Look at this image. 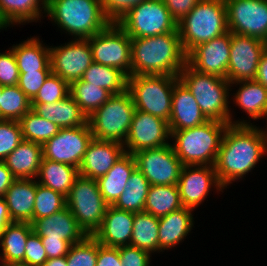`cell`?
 I'll return each instance as SVG.
<instances>
[{
  "mask_svg": "<svg viewBox=\"0 0 267 266\" xmlns=\"http://www.w3.org/2000/svg\"><path fill=\"white\" fill-rule=\"evenodd\" d=\"M265 130H267L265 128ZM267 153V131L256 125H231L224 132L214 164L223 189L244 178Z\"/></svg>",
  "mask_w": 267,
  "mask_h": 266,
  "instance_id": "6da1fadb",
  "label": "cell"
},
{
  "mask_svg": "<svg viewBox=\"0 0 267 266\" xmlns=\"http://www.w3.org/2000/svg\"><path fill=\"white\" fill-rule=\"evenodd\" d=\"M186 63L187 54L178 30L151 37L131 38V76H178Z\"/></svg>",
  "mask_w": 267,
  "mask_h": 266,
  "instance_id": "7a4b0ae2",
  "label": "cell"
},
{
  "mask_svg": "<svg viewBox=\"0 0 267 266\" xmlns=\"http://www.w3.org/2000/svg\"><path fill=\"white\" fill-rule=\"evenodd\" d=\"M178 78L194 96L199 108L208 120L230 123L231 125H252L245 120L234 121L231 119L232 113L228 100L232 85L227 79L198 72L187 63L180 71Z\"/></svg>",
  "mask_w": 267,
  "mask_h": 266,
  "instance_id": "3957f363",
  "label": "cell"
},
{
  "mask_svg": "<svg viewBox=\"0 0 267 266\" xmlns=\"http://www.w3.org/2000/svg\"><path fill=\"white\" fill-rule=\"evenodd\" d=\"M46 16L74 39H88L110 24L100 0H47Z\"/></svg>",
  "mask_w": 267,
  "mask_h": 266,
  "instance_id": "277c9868",
  "label": "cell"
},
{
  "mask_svg": "<svg viewBox=\"0 0 267 266\" xmlns=\"http://www.w3.org/2000/svg\"><path fill=\"white\" fill-rule=\"evenodd\" d=\"M224 123L208 120L200 126L170 131L172 148L183 165L214 166L221 141L227 126Z\"/></svg>",
  "mask_w": 267,
  "mask_h": 266,
  "instance_id": "5b68a950",
  "label": "cell"
},
{
  "mask_svg": "<svg viewBox=\"0 0 267 266\" xmlns=\"http://www.w3.org/2000/svg\"><path fill=\"white\" fill-rule=\"evenodd\" d=\"M177 30L188 54L196 46L227 33V10L224 0H199L179 22Z\"/></svg>",
  "mask_w": 267,
  "mask_h": 266,
  "instance_id": "8992f818",
  "label": "cell"
},
{
  "mask_svg": "<svg viewBox=\"0 0 267 266\" xmlns=\"http://www.w3.org/2000/svg\"><path fill=\"white\" fill-rule=\"evenodd\" d=\"M178 76L132 75L128 77L135 109L169 122L172 109V93Z\"/></svg>",
  "mask_w": 267,
  "mask_h": 266,
  "instance_id": "52a82bcc",
  "label": "cell"
},
{
  "mask_svg": "<svg viewBox=\"0 0 267 266\" xmlns=\"http://www.w3.org/2000/svg\"><path fill=\"white\" fill-rule=\"evenodd\" d=\"M134 112L135 105L128 90L112 95L88 116L93 138L124 144Z\"/></svg>",
  "mask_w": 267,
  "mask_h": 266,
  "instance_id": "ba28073f",
  "label": "cell"
},
{
  "mask_svg": "<svg viewBox=\"0 0 267 266\" xmlns=\"http://www.w3.org/2000/svg\"><path fill=\"white\" fill-rule=\"evenodd\" d=\"M66 207L81 229L93 236L102 225L108 204L100 193L97 181L79 175L66 197Z\"/></svg>",
  "mask_w": 267,
  "mask_h": 266,
  "instance_id": "9c48e42d",
  "label": "cell"
},
{
  "mask_svg": "<svg viewBox=\"0 0 267 266\" xmlns=\"http://www.w3.org/2000/svg\"><path fill=\"white\" fill-rule=\"evenodd\" d=\"M130 38L151 37L177 31V21L162 0H147L117 23Z\"/></svg>",
  "mask_w": 267,
  "mask_h": 266,
  "instance_id": "30bf717a",
  "label": "cell"
},
{
  "mask_svg": "<svg viewBox=\"0 0 267 266\" xmlns=\"http://www.w3.org/2000/svg\"><path fill=\"white\" fill-rule=\"evenodd\" d=\"M88 40L93 62L120 69L131 76V38L117 23H110Z\"/></svg>",
  "mask_w": 267,
  "mask_h": 266,
  "instance_id": "8fae6325",
  "label": "cell"
},
{
  "mask_svg": "<svg viewBox=\"0 0 267 266\" xmlns=\"http://www.w3.org/2000/svg\"><path fill=\"white\" fill-rule=\"evenodd\" d=\"M136 168L143 173L150 185H177L183 167L172 145L143 149L132 154Z\"/></svg>",
  "mask_w": 267,
  "mask_h": 266,
  "instance_id": "7c38bea8",
  "label": "cell"
},
{
  "mask_svg": "<svg viewBox=\"0 0 267 266\" xmlns=\"http://www.w3.org/2000/svg\"><path fill=\"white\" fill-rule=\"evenodd\" d=\"M92 139L89 123L79 127L60 128L57 134L42 145L43 158L79 169Z\"/></svg>",
  "mask_w": 267,
  "mask_h": 266,
  "instance_id": "4fadbf2b",
  "label": "cell"
},
{
  "mask_svg": "<svg viewBox=\"0 0 267 266\" xmlns=\"http://www.w3.org/2000/svg\"><path fill=\"white\" fill-rule=\"evenodd\" d=\"M231 33L267 39V0H224Z\"/></svg>",
  "mask_w": 267,
  "mask_h": 266,
  "instance_id": "5bb4252c",
  "label": "cell"
},
{
  "mask_svg": "<svg viewBox=\"0 0 267 266\" xmlns=\"http://www.w3.org/2000/svg\"><path fill=\"white\" fill-rule=\"evenodd\" d=\"M52 73L60 76L69 85L80 80L93 63L88 39H74L64 45L50 46Z\"/></svg>",
  "mask_w": 267,
  "mask_h": 266,
  "instance_id": "9a60e30c",
  "label": "cell"
},
{
  "mask_svg": "<svg viewBox=\"0 0 267 266\" xmlns=\"http://www.w3.org/2000/svg\"><path fill=\"white\" fill-rule=\"evenodd\" d=\"M171 137L166 120L135 109L128 135L123 144L127 153L159 148L168 144Z\"/></svg>",
  "mask_w": 267,
  "mask_h": 266,
  "instance_id": "2e32d148",
  "label": "cell"
},
{
  "mask_svg": "<svg viewBox=\"0 0 267 266\" xmlns=\"http://www.w3.org/2000/svg\"><path fill=\"white\" fill-rule=\"evenodd\" d=\"M265 50V42L250 36L231 33L227 80L230 83L254 80L260 58Z\"/></svg>",
  "mask_w": 267,
  "mask_h": 266,
  "instance_id": "e0dca14e",
  "label": "cell"
},
{
  "mask_svg": "<svg viewBox=\"0 0 267 266\" xmlns=\"http://www.w3.org/2000/svg\"><path fill=\"white\" fill-rule=\"evenodd\" d=\"M177 185L183 206L192 210L204 202L212 186L217 191L224 190L210 165H183Z\"/></svg>",
  "mask_w": 267,
  "mask_h": 266,
  "instance_id": "ac0fdd59",
  "label": "cell"
},
{
  "mask_svg": "<svg viewBox=\"0 0 267 266\" xmlns=\"http://www.w3.org/2000/svg\"><path fill=\"white\" fill-rule=\"evenodd\" d=\"M231 32L202 43L187 54V64L198 72L227 79Z\"/></svg>",
  "mask_w": 267,
  "mask_h": 266,
  "instance_id": "d6986e66",
  "label": "cell"
},
{
  "mask_svg": "<svg viewBox=\"0 0 267 266\" xmlns=\"http://www.w3.org/2000/svg\"><path fill=\"white\" fill-rule=\"evenodd\" d=\"M125 152L121 143L93 138L79 167V175L97 180L104 176Z\"/></svg>",
  "mask_w": 267,
  "mask_h": 266,
  "instance_id": "ffe728a7",
  "label": "cell"
},
{
  "mask_svg": "<svg viewBox=\"0 0 267 266\" xmlns=\"http://www.w3.org/2000/svg\"><path fill=\"white\" fill-rule=\"evenodd\" d=\"M31 225L33 232L40 237L66 240L71 244L79 243L87 236L67 207L50 216L35 219Z\"/></svg>",
  "mask_w": 267,
  "mask_h": 266,
  "instance_id": "44dd1931",
  "label": "cell"
},
{
  "mask_svg": "<svg viewBox=\"0 0 267 266\" xmlns=\"http://www.w3.org/2000/svg\"><path fill=\"white\" fill-rule=\"evenodd\" d=\"M134 213L108 205L101 227L93 237L103 246L121 247L130 245Z\"/></svg>",
  "mask_w": 267,
  "mask_h": 266,
  "instance_id": "7402d4cb",
  "label": "cell"
},
{
  "mask_svg": "<svg viewBox=\"0 0 267 266\" xmlns=\"http://www.w3.org/2000/svg\"><path fill=\"white\" fill-rule=\"evenodd\" d=\"M197 101L187 87L178 80L172 93V109L168 122L170 131L184 130L207 122Z\"/></svg>",
  "mask_w": 267,
  "mask_h": 266,
  "instance_id": "603a6c76",
  "label": "cell"
},
{
  "mask_svg": "<svg viewBox=\"0 0 267 266\" xmlns=\"http://www.w3.org/2000/svg\"><path fill=\"white\" fill-rule=\"evenodd\" d=\"M37 179H15L4 196L12 222L33 221Z\"/></svg>",
  "mask_w": 267,
  "mask_h": 266,
  "instance_id": "cb8c5ba5",
  "label": "cell"
},
{
  "mask_svg": "<svg viewBox=\"0 0 267 266\" xmlns=\"http://www.w3.org/2000/svg\"><path fill=\"white\" fill-rule=\"evenodd\" d=\"M31 109L59 128L79 127L88 123L87 115L70 94L54 103H31Z\"/></svg>",
  "mask_w": 267,
  "mask_h": 266,
  "instance_id": "d4e9b609",
  "label": "cell"
},
{
  "mask_svg": "<svg viewBox=\"0 0 267 266\" xmlns=\"http://www.w3.org/2000/svg\"><path fill=\"white\" fill-rule=\"evenodd\" d=\"M192 209L183 207L177 211L159 217V252L176 247L184 241L194 226Z\"/></svg>",
  "mask_w": 267,
  "mask_h": 266,
  "instance_id": "484cf974",
  "label": "cell"
},
{
  "mask_svg": "<svg viewBox=\"0 0 267 266\" xmlns=\"http://www.w3.org/2000/svg\"><path fill=\"white\" fill-rule=\"evenodd\" d=\"M42 158L41 144L23 140L3 162L15 179H36Z\"/></svg>",
  "mask_w": 267,
  "mask_h": 266,
  "instance_id": "4316f807",
  "label": "cell"
},
{
  "mask_svg": "<svg viewBox=\"0 0 267 266\" xmlns=\"http://www.w3.org/2000/svg\"><path fill=\"white\" fill-rule=\"evenodd\" d=\"M135 169L134 156L125 152L104 176L96 180L100 193L108 205H113L117 201Z\"/></svg>",
  "mask_w": 267,
  "mask_h": 266,
  "instance_id": "83f0119b",
  "label": "cell"
},
{
  "mask_svg": "<svg viewBox=\"0 0 267 266\" xmlns=\"http://www.w3.org/2000/svg\"><path fill=\"white\" fill-rule=\"evenodd\" d=\"M41 42L43 41H40L39 38L32 37L12 46L19 73L52 71L50 48Z\"/></svg>",
  "mask_w": 267,
  "mask_h": 266,
  "instance_id": "f1b7e54d",
  "label": "cell"
},
{
  "mask_svg": "<svg viewBox=\"0 0 267 266\" xmlns=\"http://www.w3.org/2000/svg\"><path fill=\"white\" fill-rule=\"evenodd\" d=\"M33 232L31 223L11 222L0 234L2 252L0 261L7 264H24L25 246L28 236Z\"/></svg>",
  "mask_w": 267,
  "mask_h": 266,
  "instance_id": "f546056e",
  "label": "cell"
},
{
  "mask_svg": "<svg viewBox=\"0 0 267 266\" xmlns=\"http://www.w3.org/2000/svg\"><path fill=\"white\" fill-rule=\"evenodd\" d=\"M231 84L240 85L233 94V102L248 114L249 119L267 120V89L255 80H242Z\"/></svg>",
  "mask_w": 267,
  "mask_h": 266,
  "instance_id": "4dcf8cb0",
  "label": "cell"
},
{
  "mask_svg": "<svg viewBox=\"0 0 267 266\" xmlns=\"http://www.w3.org/2000/svg\"><path fill=\"white\" fill-rule=\"evenodd\" d=\"M78 176V168L42 158L36 179L40 185L67 197Z\"/></svg>",
  "mask_w": 267,
  "mask_h": 266,
  "instance_id": "1f68e13d",
  "label": "cell"
},
{
  "mask_svg": "<svg viewBox=\"0 0 267 266\" xmlns=\"http://www.w3.org/2000/svg\"><path fill=\"white\" fill-rule=\"evenodd\" d=\"M46 11L47 0H0V22L5 28L37 22Z\"/></svg>",
  "mask_w": 267,
  "mask_h": 266,
  "instance_id": "d6a6232c",
  "label": "cell"
},
{
  "mask_svg": "<svg viewBox=\"0 0 267 266\" xmlns=\"http://www.w3.org/2000/svg\"><path fill=\"white\" fill-rule=\"evenodd\" d=\"M183 207L178 185H150L144 212L162 217Z\"/></svg>",
  "mask_w": 267,
  "mask_h": 266,
  "instance_id": "836d02e7",
  "label": "cell"
},
{
  "mask_svg": "<svg viewBox=\"0 0 267 266\" xmlns=\"http://www.w3.org/2000/svg\"><path fill=\"white\" fill-rule=\"evenodd\" d=\"M81 80L99 86L112 95L125 92L128 86V76L123 71L96 62L89 66Z\"/></svg>",
  "mask_w": 267,
  "mask_h": 266,
  "instance_id": "e575fe53",
  "label": "cell"
},
{
  "mask_svg": "<svg viewBox=\"0 0 267 266\" xmlns=\"http://www.w3.org/2000/svg\"><path fill=\"white\" fill-rule=\"evenodd\" d=\"M158 229L159 217L144 211L134 213L130 245L150 254L159 252Z\"/></svg>",
  "mask_w": 267,
  "mask_h": 266,
  "instance_id": "d590c367",
  "label": "cell"
},
{
  "mask_svg": "<svg viewBox=\"0 0 267 266\" xmlns=\"http://www.w3.org/2000/svg\"><path fill=\"white\" fill-rule=\"evenodd\" d=\"M149 187L147 178L136 168L129 177L125 190L112 206L133 213L143 212Z\"/></svg>",
  "mask_w": 267,
  "mask_h": 266,
  "instance_id": "8d00e7d4",
  "label": "cell"
},
{
  "mask_svg": "<svg viewBox=\"0 0 267 266\" xmlns=\"http://www.w3.org/2000/svg\"><path fill=\"white\" fill-rule=\"evenodd\" d=\"M70 95L87 117L112 96L109 91L99 86L89 85L88 82L81 79L70 85Z\"/></svg>",
  "mask_w": 267,
  "mask_h": 266,
  "instance_id": "74e56055",
  "label": "cell"
},
{
  "mask_svg": "<svg viewBox=\"0 0 267 266\" xmlns=\"http://www.w3.org/2000/svg\"><path fill=\"white\" fill-rule=\"evenodd\" d=\"M23 140L43 145L60 130L55 123L42 118L30 109L19 121Z\"/></svg>",
  "mask_w": 267,
  "mask_h": 266,
  "instance_id": "f35d334b",
  "label": "cell"
},
{
  "mask_svg": "<svg viewBox=\"0 0 267 266\" xmlns=\"http://www.w3.org/2000/svg\"><path fill=\"white\" fill-rule=\"evenodd\" d=\"M31 109V101L17 86H3L0 120L19 121Z\"/></svg>",
  "mask_w": 267,
  "mask_h": 266,
  "instance_id": "ab89813d",
  "label": "cell"
},
{
  "mask_svg": "<svg viewBox=\"0 0 267 266\" xmlns=\"http://www.w3.org/2000/svg\"><path fill=\"white\" fill-rule=\"evenodd\" d=\"M65 207V196L37 182L33 220L50 216Z\"/></svg>",
  "mask_w": 267,
  "mask_h": 266,
  "instance_id": "60d3db41",
  "label": "cell"
},
{
  "mask_svg": "<svg viewBox=\"0 0 267 266\" xmlns=\"http://www.w3.org/2000/svg\"><path fill=\"white\" fill-rule=\"evenodd\" d=\"M98 241L87 235L81 242L72 244L66 255L67 266H96Z\"/></svg>",
  "mask_w": 267,
  "mask_h": 266,
  "instance_id": "b9f144b4",
  "label": "cell"
},
{
  "mask_svg": "<svg viewBox=\"0 0 267 266\" xmlns=\"http://www.w3.org/2000/svg\"><path fill=\"white\" fill-rule=\"evenodd\" d=\"M70 94V85L60 76L50 73L31 103H54Z\"/></svg>",
  "mask_w": 267,
  "mask_h": 266,
  "instance_id": "7bdbcfd3",
  "label": "cell"
},
{
  "mask_svg": "<svg viewBox=\"0 0 267 266\" xmlns=\"http://www.w3.org/2000/svg\"><path fill=\"white\" fill-rule=\"evenodd\" d=\"M23 141L21 127L16 120H0V161H3Z\"/></svg>",
  "mask_w": 267,
  "mask_h": 266,
  "instance_id": "ee69618b",
  "label": "cell"
},
{
  "mask_svg": "<svg viewBox=\"0 0 267 266\" xmlns=\"http://www.w3.org/2000/svg\"><path fill=\"white\" fill-rule=\"evenodd\" d=\"M147 0H100L101 8L110 23H118L135 6Z\"/></svg>",
  "mask_w": 267,
  "mask_h": 266,
  "instance_id": "f6af8a7d",
  "label": "cell"
},
{
  "mask_svg": "<svg viewBox=\"0 0 267 266\" xmlns=\"http://www.w3.org/2000/svg\"><path fill=\"white\" fill-rule=\"evenodd\" d=\"M19 69L11 47L5 53H0V85L15 86L18 84Z\"/></svg>",
  "mask_w": 267,
  "mask_h": 266,
  "instance_id": "bcb514c9",
  "label": "cell"
},
{
  "mask_svg": "<svg viewBox=\"0 0 267 266\" xmlns=\"http://www.w3.org/2000/svg\"><path fill=\"white\" fill-rule=\"evenodd\" d=\"M48 259L41 237L32 232L25 246L24 265L42 266Z\"/></svg>",
  "mask_w": 267,
  "mask_h": 266,
  "instance_id": "7dc6e473",
  "label": "cell"
},
{
  "mask_svg": "<svg viewBox=\"0 0 267 266\" xmlns=\"http://www.w3.org/2000/svg\"><path fill=\"white\" fill-rule=\"evenodd\" d=\"M52 71H32L19 73L17 86L26 94L30 101L44 84L45 79Z\"/></svg>",
  "mask_w": 267,
  "mask_h": 266,
  "instance_id": "c3c4849f",
  "label": "cell"
},
{
  "mask_svg": "<svg viewBox=\"0 0 267 266\" xmlns=\"http://www.w3.org/2000/svg\"><path fill=\"white\" fill-rule=\"evenodd\" d=\"M122 266H150L151 254L135 246L126 245L119 247Z\"/></svg>",
  "mask_w": 267,
  "mask_h": 266,
  "instance_id": "681fc988",
  "label": "cell"
},
{
  "mask_svg": "<svg viewBox=\"0 0 267 266\" xmlns=\"http://www.w3.org/2000/svg\"><path fill=\"white\" fill-rule=\"evenodd\" d=\"M172 17L179 22L197 4L199 0H162Z\"/></svg>",
  "mask_w": 267,
  "mask_h": 266,
  "instance_id": "f907efd6",
  "label": "cell"
},
{
  "mask_svg": "<svg viewBox=\"0 0 267 266\" xmlns=\"http://www.w3.org/2000/svg\"><path fill=\"white\" fill-rule=\"evenodd\" d=\"M41 240L48 259L66 256L72 245L66 240H54L48 239V237H41Z\"/></svg>",
  "mask_w": 267,
  "mask_h": 266,
  "instance_id": "816d5d0a",
  "label": "cell"
},
{
  "mask_svg": "<svg viewBox=\"0 0 267 266\" xmlns=\"http://www.w3.org/2000/svg\"><path fill=\"white\" fill-rule=\"evenodd\" d=\"M96 266H122L119 255V247H106L98 242Z\"/></svg>",
  "mask_w": 267,
  "mask_h": 266,
  "instance_id": "f5cc1de1",
  "label": "cell"
},
{
  "mask_svg": "<svg viewBox=\"0 0 267 266\" xmlns=\"http://www.w3.org/2000/svg\"><path fill=\"white\" fill-rule=\"evenodd\" d=\"M15 180L11 171L7 168L3 161H0V197H4L6 191Z\"/></svg>",
  "mask_w": 267,
  "mask_h": 266,
  "instance_id": "db71d44e",
  "label": "cell"
},
{
  "mask_svg": "<svg viewBox=\"0 0 267 266\" xmlns=\"http://www.w3.org/2000/svg\"><path fill=\"white\" fill-rule=\"evenodd\" d=\"M254 80L261 83L267 89V49L260 58L256 78Z\"/></svg>",
  "mask_w": 267,
  "mask_h": 266,
  "instance_id": "11a10c76",
  "label": "cell"
},
{
  "mask_svg": "<svg viewBox=\"0 0 267 266\" xmlns=\"http://www.w3.org/2000/svg\"><path fill=\"white\" fill-rule=\"evenodd\" d=\"M7 203L4 197H0V234L6 228V226L11 223Z\"/></svg>",
  "mask_w": 267,
  "mask_h": 266,
  "instance_id": "9f6ffc18",
  "label": "cell"
},
{
  "mask_svg": "<svg viewBox=\"0 0 267 266\" xmlns=\"http://www.w3.org/2000/svg\"><path fill=\"white\" fill-rule=\"evenodd\" d=\"M42 266H67L66 256L47 259Z\"/></svg>",
  "mask_w": 267,
  "mask_h": 266,
  "instance_id": "6f0895ef",
  "label": "cell"
},
{
  "mask_svg": "<svg viewBox=\"0 0 267 266\" xmlns=\"http://www.w3.org/2000/svg\"><path fill=\"white\" fill-rule=\"evenodd\" d=\"M6 266H26L24 264H21V263H17V264H7Z\"/></svg>",
  "mask_w": 267,
  "mask_h": 266,
  "instance_id": "680465c9",
  "label": "cell"
},
{
  "mask_svg": "<svg viewBox=\"0 0 267 266\" xmlns=\"http://www.w3.org/2000/svg\"><path fill=\"white\" fill-rule=\"evenodd\" d=\"M2 91H3V86L0 85V104H1V95H2Z\"/></svg>",
  "mask_w": 267,
  "mask_h": 266,
  "instance_id": "91938a15",
  "label": "cell"
},
{
  "mask_svg": "<svg viewBox=\"0 0 267 266\" xmlns=\"http://www.w3.org/2000/svg\"><path fill=\"white\" fill-rule=\"evenodd\" d=\"M0 29H5V27L3 26V24L0 22Z\"/></svg>",
  "mask_w": 267,
  "mask_h": 266,
  "instance_id": "94428289",
  "label": "cell"
},
{
  "mask_svg": "<svg viewBox=\"0 0 267 266\" xmlns=\"http://www.w3.org/2000/svg\"><path fill=\"white\" fill-rule=\"evenodd\" d=\"M0 266H6L2 261H0Z\"/></svg>",
  "mask_w": 267,
  "mask_h": 266,
  "instance_id": "6125c7cd",
  "label": "cell"
}]
</instances>
